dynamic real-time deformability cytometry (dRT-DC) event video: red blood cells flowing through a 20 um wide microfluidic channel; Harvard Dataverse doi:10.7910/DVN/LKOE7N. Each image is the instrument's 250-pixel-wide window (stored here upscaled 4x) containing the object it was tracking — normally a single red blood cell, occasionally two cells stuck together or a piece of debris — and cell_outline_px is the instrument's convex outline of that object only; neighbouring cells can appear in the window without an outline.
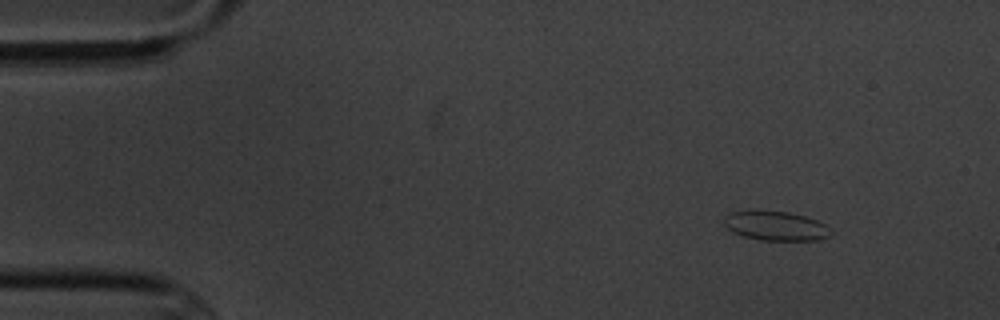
{"species": "common noctule bat (a hibernating species)", "species_latin": "Nyctalus noctula", "temperature_condition": "cold", "stored_images_in_passage": 3, "camera_frame_rate_fps": 3000, "um_per_image_px": 0.085, "animal": {"sex": "male", "body_mass_g": 20.1, "forearm_length_mm": 53.5}, "frame": {"image": 1, "passage_image": 1, "time_ms": 0.0, "image_size_px": [1000, 320], "cell_outline_px": [[832, 232], [828, 236], [820, 240], [760, 240], [744, 236], [732, 232], [724, 224], [724, 216], [732, 212], [788, 212], [804, 216], [816, 220], [824, 224]], "centroid_in_image_um": [65.95, 19.23], "position_along_channel_um": 19.1, "area_um2": 17.74}}